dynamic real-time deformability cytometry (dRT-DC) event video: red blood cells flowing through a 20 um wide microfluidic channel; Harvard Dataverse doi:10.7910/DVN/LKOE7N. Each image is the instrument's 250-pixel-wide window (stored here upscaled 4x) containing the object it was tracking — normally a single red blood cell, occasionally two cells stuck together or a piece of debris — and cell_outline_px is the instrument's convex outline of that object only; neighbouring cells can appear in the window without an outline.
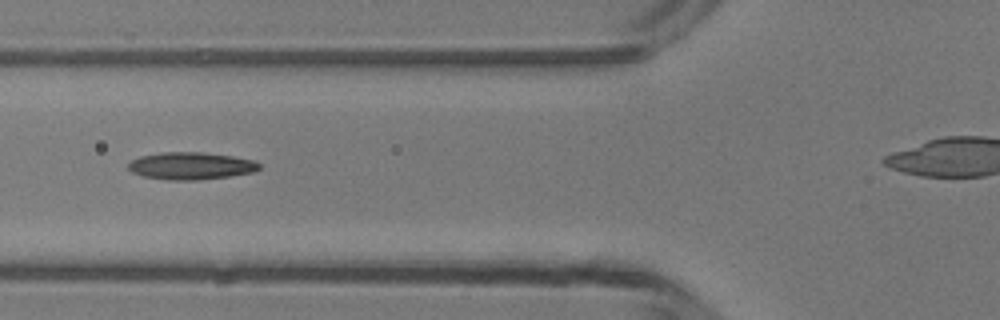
{"species": "common noctule bat (a hibernating species)", "species_latin": "Nyctalus noctula", "temperature_condition": "room temperature", "stored_images_in_passage": 6, "camera_frame_rate_fps": 3000, "um_per_image_px": 0.085, "animal": {"sex": "male", "body_mass_g": 13.3}, "frame": {"image": 1, "passage_image": 4, "time_ms": 3.667, "image_size_px": [1000, 320], "cell_outline_px": [[260, 168], [256, 172], [200, 180], [168, 180], [144, 176], [132, 172], [128, 168], [128, 164], [132, 160], [140, 156], [160, 152], [200, 152], [232, 156], [256, 160], [260, 164]], "centroid_in_image_um": [16.25, 14.09], "position_along_channel_um": 109.5, "area_um2": 20.92}}
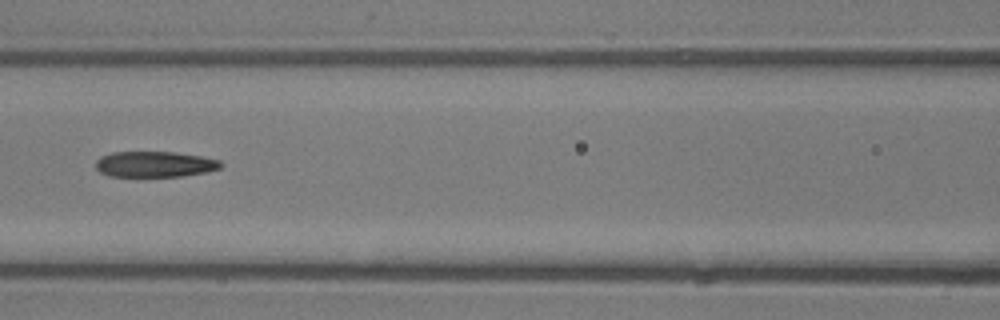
{"frame": {"image": 2, "passage_image": 5, "time_ms": 4.667, "image_size_px": [1000, 320], "cell_outline_px": [[224, 164], [220, 168], [208, 172], [184, 176], [108, 176], [100, 172], [96, 168], [96, 160], [100, 156], [112, 152], [176, 152], [204, 156], [220, 160]], "centroid_in_image_um": [13.19, 13.95], "position_along_channel_um": 153.4, "area_um2": 19.02}}